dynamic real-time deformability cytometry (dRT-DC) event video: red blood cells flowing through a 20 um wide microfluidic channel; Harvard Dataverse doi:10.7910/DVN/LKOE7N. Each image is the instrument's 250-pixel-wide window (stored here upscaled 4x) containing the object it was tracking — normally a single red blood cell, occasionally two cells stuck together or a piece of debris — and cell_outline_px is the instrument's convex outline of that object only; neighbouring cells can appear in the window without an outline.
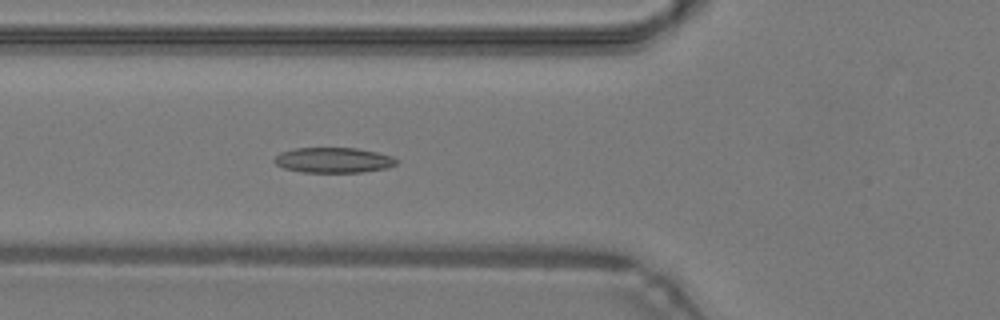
{"species": "common noctule bat (a hibernating species)", "species_latin": "Nyctalus noctula", "temperature_condition": "warm", "stored_images_in_passage": 48, "camera_frame_rate_fps": 3000, "um_per_image_px": 0.085, "animal": {"sex": "male", "body_mass_g": 19.2, "forearm_length_mm": 51.8}, "frame": {"image": 1, "passage_image": 18, "time_ms": 5.667, "image_size_px": [1000, 320], "cell_outline_px": [[400, 160], [396, 164], [388, 168], [360, 172], [300, 172], [284, 168], [276, 164], [272, 160], [280, 152], [292, 148], [356, 148], [376, 152], [392, 156]], "centroid_in_image_um": [28.34, 13.61], "position_along_channel_um": 97.5, "area_um2": 18.09}}
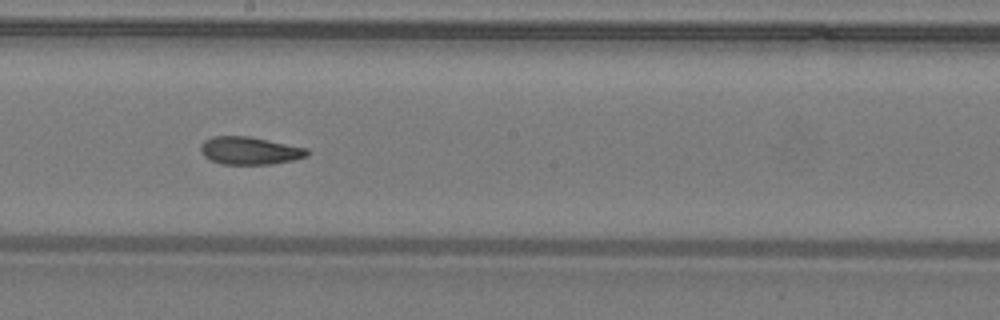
{"frame": {"image": 2, "passage_image": 27, "time_ms": 8.667, "image_size_px": [1000, 320], "cell_outline_px": [[308, 156], [292, 160], [272, 164], [220, 164], [204, 156], [200, 152], [200, 144], [204, 140], [212, 136], [248, 136], [308, 148]], "centroid_in_image_um": [21.2, 12.8], "position_along_channel_um": 227.0, "area_um2": 17.22}}
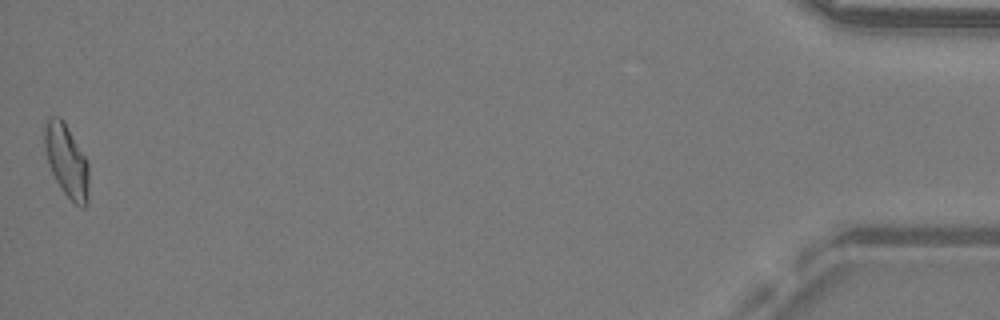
{"frame": {"image": 3, "passage_image": 48, "time_ms": 15.667, "image_size_px": [1000, 320], "cell_outline_px": [[88, 204], [84, 208], [80, 208], [64, 192], [56, 180], [48, 164], [44, 144], [44, 128], [48, 116], [60, 116], [64, 120], [84, 156], [88, 164]], "centroid_in_image_um": [5.65, 13.65], "position_along_channel_um": 429.5, "area_um2": 18.67}, "authors_computed_cell_mechanics": {"area_um2": 17.8602, "velocity_mm_per_s": 4.3058, "shape_relaxation_time_tau1_ms": 10.3619, "shape_relaxation_time_tau2_ms": 3.3574, "deformation_change_tau1": 0.2527, "deformation_change_tau2": 0.0711}}